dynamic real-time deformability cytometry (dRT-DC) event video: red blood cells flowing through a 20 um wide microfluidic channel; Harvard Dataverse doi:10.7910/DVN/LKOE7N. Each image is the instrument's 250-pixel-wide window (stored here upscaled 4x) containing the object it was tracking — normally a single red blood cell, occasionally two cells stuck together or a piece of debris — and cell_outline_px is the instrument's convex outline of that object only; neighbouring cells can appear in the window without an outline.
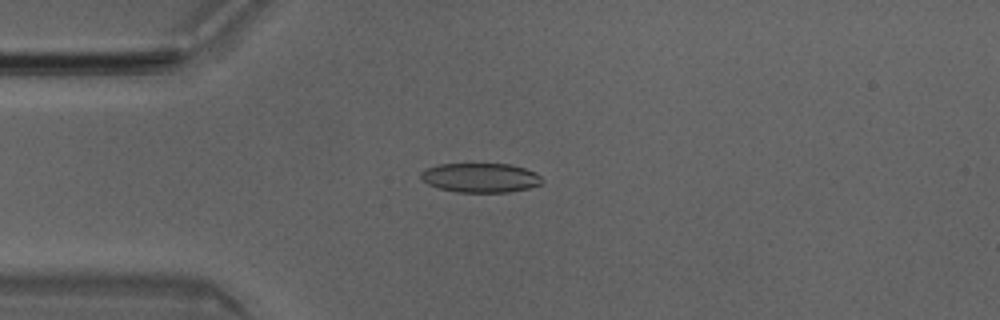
{"species": "Egyptian fruit bat (a non-hibernating species)", "species_latin": "Rousettus aegyptiacus", "temperature_condition": "room temperature", "stored_images_in_passage": 49, "camera_frame_rate_fps": 3000, "um_per_image_px": 0.085, "animal": {"sex": "male"}, "frame": {"image": 1, "passage_image": 11, "time_ms": 3.333, "image_size_px": [1000, 320], "cell_outline_px": [[544, 180], [540, 184], [528, 188], [508, 192], [456, 192], [440, 188], [428, 184], [420, 180], [420, 172], [424, 168], [440, 164], [512, 164], [536, 172]], "centroid_in_image_um": [40.81, 15.1], "position_along_channel_um": 44.2, "area_um2": 20.87}}
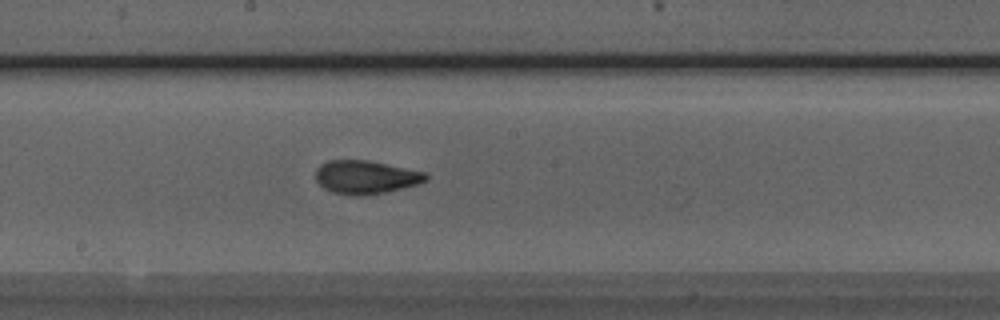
{"frame": {"image": 2, "passage_image": 25, "time_ms": 8.0, "image_size_px": [1000, 320], "cell_outline_px": [[428, 180], [416, 184], [384, 192], [360, 196], [352, 196], [332, 192], [324, 188], [316, 180], [316, 168], [320, 164], [328, 160], [368, 160], [428, 172]], "centroid_in_image_um": [31.08, 15.04], "position_along_channel_um": 217.1, "area_um2": 21.5}}
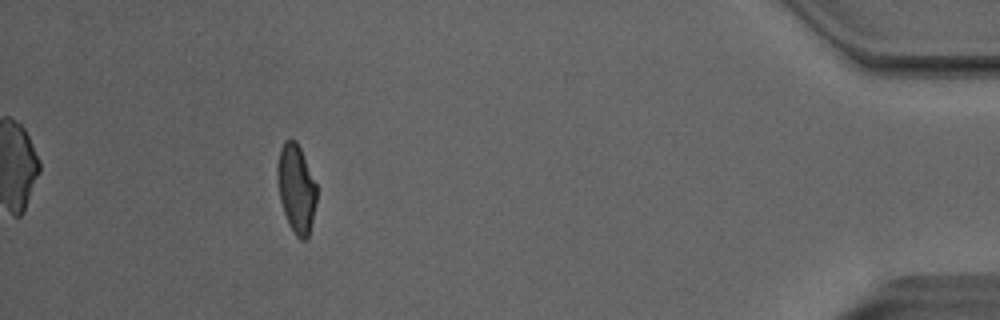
{"frame": {"image": 3, "passage_image": 44, "time_ms": 14.333, "image_size_px": [1000, 320], "cell_outline_px": [[316, 204], [308, 236], [304, 240], [300, 240], [296, 236], [288, 224], [280, 200], [276, 176], [276, 168], [280, 148], [284, 140], [296, 140], [300, 148], [316, 184]], "centroid_in_image_um": [25.16, 16.02], "position_along_channel_um": 410.0, "area_um2": 20.17}, "authors_computed_cell_mechanics": {"area_um2": 20.8658, "velocity_mm_per_s": 4.0537, "shape_relaxation_time_tau1_ms": 4.2303, "shape_relaxation_time_tau2_ms": 1.3028, "deformation_change_tau1": 0.1489, "deformation_change_tau2": 0.0813}}